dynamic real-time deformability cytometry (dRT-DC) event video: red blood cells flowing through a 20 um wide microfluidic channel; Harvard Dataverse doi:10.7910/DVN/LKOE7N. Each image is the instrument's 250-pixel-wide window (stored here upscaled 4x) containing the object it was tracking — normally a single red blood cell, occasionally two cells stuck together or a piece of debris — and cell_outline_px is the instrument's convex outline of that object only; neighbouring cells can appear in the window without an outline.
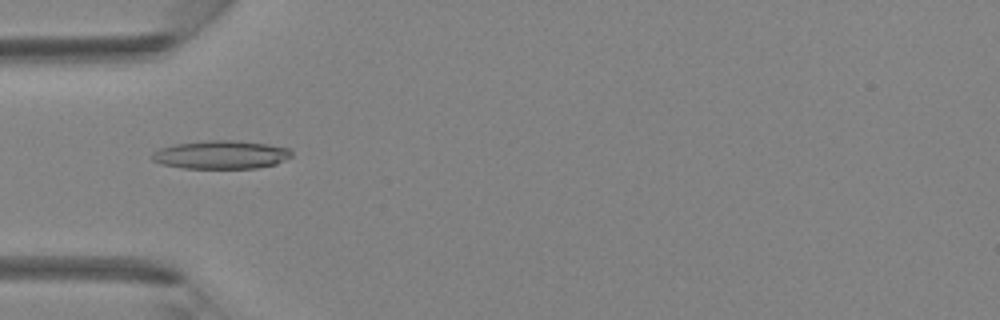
{"species": "Egyptian fruit bat (a non-hibernating species)", "species_latin": "Rousettus aegyptiacus", "temperature_condition": "room temperature", "stored_images_in_passage": 32, "camera_frame_rate_fps": 3000, "um_per_image_px": 0.085, "animal": {"sex": "female"}, "frame": {"image": 1, "passage_image": 4, "time_ms": 1.0, "image_size_px": [1000, 320], "cell_outline_px": [[292, 156], [276, 164], [256, 168], [184, 168], [160, 164], [152, 160], [152, 152], [160, 148], [176, 144], [208, 140], [232, 140], [268, 144], [292, 148]], "centroid_in_image_um": [18.81, 13.15], "position_along_channel_um": 66.2, "area_um2": 23.12}}
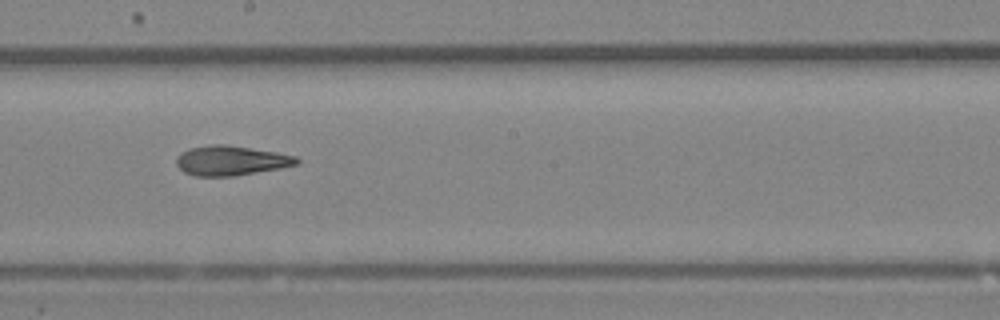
{"frame": {"image": 2, "passage_image": 14, "time_ms": 4.333, "image_size_px": [1000, 320], "cell_outline_px": [[300, 164], [280, 168], [232, 176], [196, 176], [184, 172], [176, 164], [176, 156], [180, 152], [188, 148], [212, 144], [224, 144], [276, 152], [296, 156], [300, 160]], "centroid_in_image_um": [19.61, 13.64], "position_along_channel_um": 228.6, "area_um2": 20.87}}
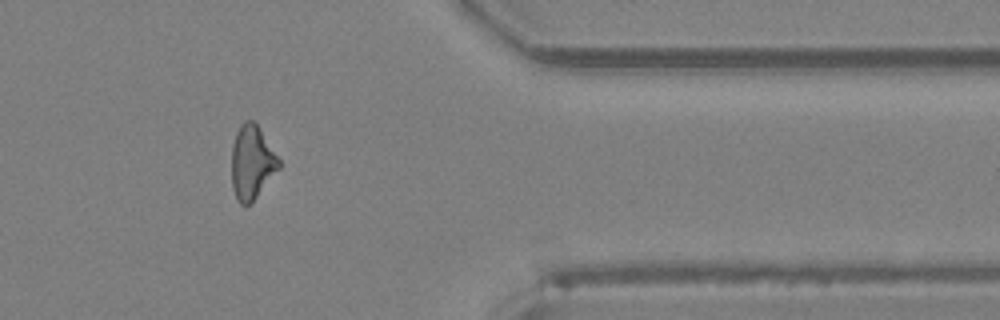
{"frame": {"image": 3, "passage_image": 25, "time_ms": 8.0, "image_size_px": [1000, 320], "cell_outline_px": [[280, 168], [256, 196], [248, 204], [240, 204], [236, 200], [232, 188], [232, 144], [236, 132], [240, 124], [244, 120], [252, 120], [260, 128], [280, 160]], "centroid_in_image_um": [21.39, 13.77], "position_along_channel_um": 390.0, "area_um2": 20.23}}